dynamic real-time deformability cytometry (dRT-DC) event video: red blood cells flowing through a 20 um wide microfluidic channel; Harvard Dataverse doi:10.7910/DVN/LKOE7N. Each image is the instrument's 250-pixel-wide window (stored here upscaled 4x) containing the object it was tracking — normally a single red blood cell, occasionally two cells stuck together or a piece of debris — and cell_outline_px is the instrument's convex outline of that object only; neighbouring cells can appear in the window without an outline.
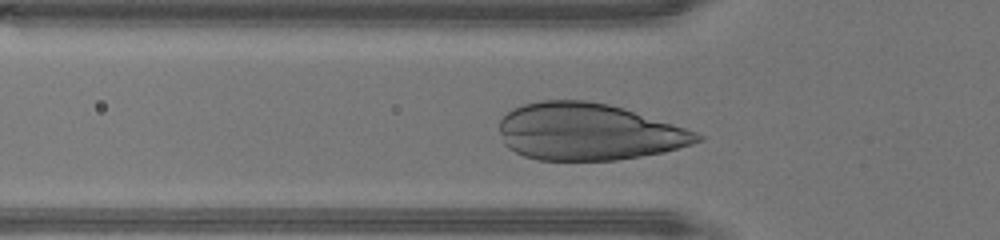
{"species": "human", "species_latin": "Homo sapiens", "temperature_condition": "warm", "stored_images_in_passage": 30, "camera_frame_rate_fps": 3000, "um_per_image_px": 0.085, "donor": {"sex": "male"}, "frame": {"image": 1, "passage_image": 8, "time_ms": 2.333, "image_size_px": [1000, 240], "cell_outline_px": [[704, 140], [692, 144], [664, 152], [616, 160], [536, 160], [524, 156], [508, 148], [504, 144], [500, 132], [500, 120], [512, 108], [524, 104], [540, 100], [584, 100], [608, 104], [624, 108], [696, 132], [704, 136]], "centroid_in_image_um": [49.99, 11.2], "position_along_channel_um": 75.8, "area_um2": 65.55}}
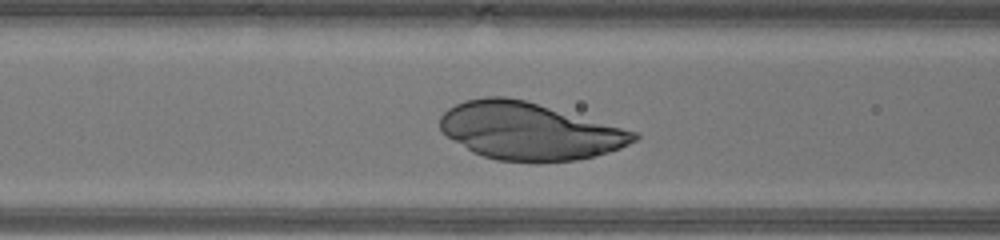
{"frame": {"image": 2, "passage_image": 11, "time_ms": 3.333, "image_size_px": [1000, 240], "cell_outline_px": [[640, 136], [636, 140], [620, 148], [592, 156], [576, 160], [536, 164], [496, 160], [472, 152], [448, 136], [440, 128], [440, 116], [448, 108], [464, 100], [484, 96], [504, 96], [524, 100], [640, 132]], "centroid_in_image_um": [44.99, 11.16], "position_along_channel_um": 121.6, "area_um2": 65.03}}
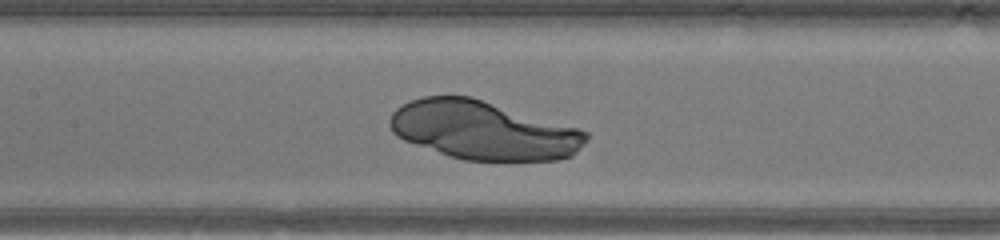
{"frame": {"image": 3, "passage_image": 14, "time_ms": 4.333, "image_size_px": [1000, 240], "cell_outline_px": [[588, 136], [576, 152], [572, 156], [556, 160], [464, 160], [448, 156], [404, 140], [396, 136], [392, 132], [388, 124], [388, 120], [392, 112], [396, 108], [408, 100], [424, 96], [472, 96], [576, 128], [588, 132]], "centroid_in_image_um": [41.0, 11.07], "position_along_channel_um": 166.4, "area_um2": 66.82}}